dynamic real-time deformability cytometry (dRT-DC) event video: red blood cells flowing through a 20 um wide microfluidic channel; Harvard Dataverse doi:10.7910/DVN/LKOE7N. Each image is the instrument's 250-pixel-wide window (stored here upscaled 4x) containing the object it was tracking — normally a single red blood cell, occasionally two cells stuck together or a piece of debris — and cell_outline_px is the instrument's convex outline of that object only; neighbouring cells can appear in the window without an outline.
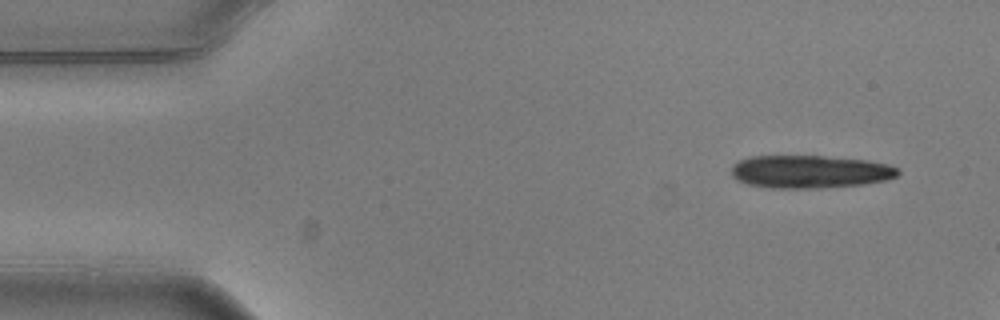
{"species": "common noctule bat (a hibernating species)", "species_latin": "Nyctalus noctula", "temperature_condition": "warm", "stored_images_in_passage": 3, "camera_frame_rate_fps": 3000, "um_per_image_px": 0.085, "animal": {"sex": "male", "body_mass_g": 20.5, "forearm_length_mm": 52.5}, "frame": {"image": 1, "passage_image": 1, "time_ms": 0.0, "image_size_px": [1000, 320], "cell_outline_px": [[900, 172], [896, 176], [884, 180], [864, 184], [820, 188], [772, 188], [748, 184], [736, 180], [732, 176], [732, 164], [736, 160], [748, 156], [824, 156], [868, 160], [888, 164], [900, 168]], "centroid_in_image_um": [68.82, 14.58], "position_along_channel_um": 16.2, "area_um2": 32.19}}